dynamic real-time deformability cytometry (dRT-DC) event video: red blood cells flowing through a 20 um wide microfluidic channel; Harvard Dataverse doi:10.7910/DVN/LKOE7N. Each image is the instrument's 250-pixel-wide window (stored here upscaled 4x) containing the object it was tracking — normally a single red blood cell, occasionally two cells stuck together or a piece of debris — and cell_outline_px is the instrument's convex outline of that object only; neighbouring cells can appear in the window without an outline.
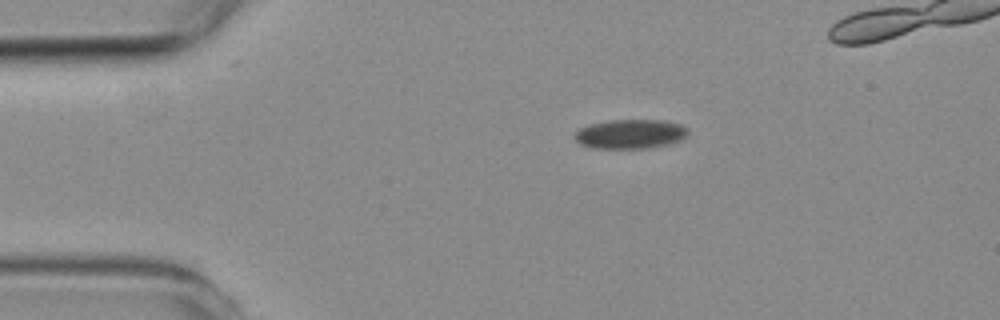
{"species": "common noctule bat (a hibernating species)", "species_latin": "Nyctalus noctula", "temperature_condition": "room temperature", "stored_images_in_passage": 11, "camera_frame_rate_fps": 3000, "um_per_image_px": 0.085, "animal": {"sex": "female", "body_mass_g": 19.3, "forearm_length_mm": 54.1}, "frame": {"image": 1, "passage_image": 1, "time_ms": 0.0, "image_size_px": [1000, 320], "cell_outline_px": [[688, 136], [680, 140], [668, 144], [648, 148], [596, 148], [580, 144], [572, 136], [580, 128], [592, 124], [608, 120], [664, 120], [680, 124], [688, 128]], "centroid_in_image_um": [53.6, 11.38], "position_along_channel_um": 31.4, "area_um2": 19.36}}
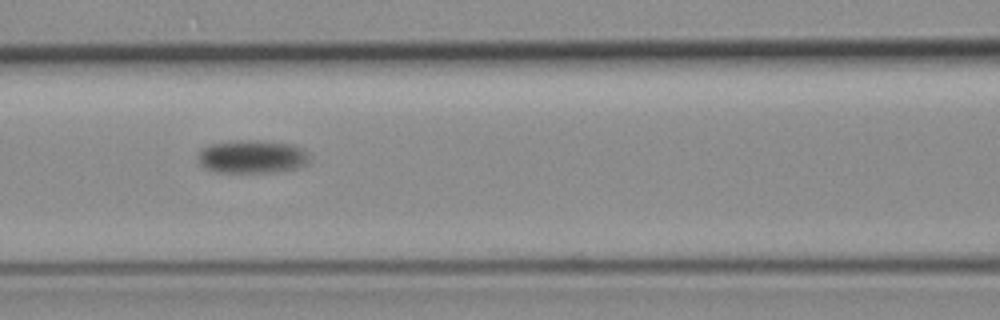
{"frame": {"image": 2, "passage_image": 5, "time_ms": 4.333, "image_size_px": [1000, 320], "cell_outline_px": [[308, 164], [296, 168], [276, 172], [216, 172], [204, 168], [196, 160], [200, 148], [208, 144], [240, 140], [260, 140], [288, 144], [300, 148], [308, 156]], "centroid_in_image_um": [21.34, 13.32], "position_along_channel_um": 145.3, "area_um2": 21.62}}
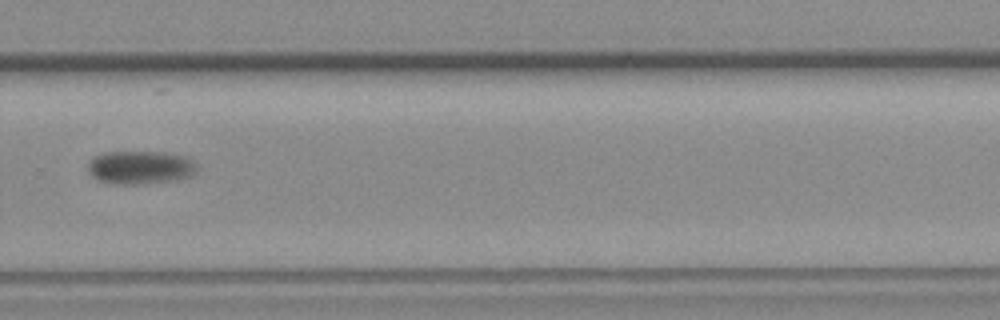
{"frame": {"image": 3, "passage_image": 9, "time_ms": 9.0, "image_size_px": [1000, 320], "cell_outline_px": [[200, 168], [192, 176], [176, 180], [144, 184], [108, 184], [96, 180], [88, 172], [88, 160], [92, 156], [108, 152], [164, 152], [184, 156], [192, 160]], "centroid_in_image_um": [11.91, 14.24], "position_along_channel_um": 317.9, "area_um2": 21.68}}